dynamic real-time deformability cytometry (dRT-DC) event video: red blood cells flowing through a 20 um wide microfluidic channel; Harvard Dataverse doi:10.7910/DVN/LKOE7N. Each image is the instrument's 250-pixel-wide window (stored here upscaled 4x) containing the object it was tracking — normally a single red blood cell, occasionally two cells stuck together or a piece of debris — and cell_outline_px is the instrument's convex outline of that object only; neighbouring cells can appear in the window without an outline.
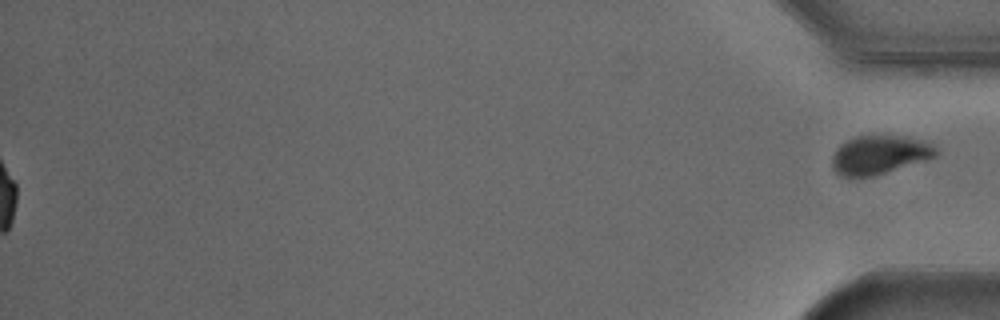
{"species": "Egyptian fruit bat (a non-hibernating species)", "species_latin": "Rousettus aegyptiacus", "temperature_condition": "cold", "stored_images_in_passage": 50, "segment_of_instrument_passage": [2, 2], "camera_frame_rate_fps": 3000, "um_per_image_px": 0.085, "animal": {"sex": "male"}, "frame": {"image": 1, "passage_image": 50, "time_ms": 16.333, "image_size_px": [1000, 320], "cell_outline_px": [[936, 156], [924, 160], [872, 176], [852, 180], [848, 180], [840, 176], [832, 168], [832, 156], [836, 148], [840, 144], [856, 136], [872, 132], [908, 136], [932, 144], [936, 148]], "centroid_in_image_um": [74.66, 13.13], "position_along_channel_um": 360.5, "area_um2": 24.33}}